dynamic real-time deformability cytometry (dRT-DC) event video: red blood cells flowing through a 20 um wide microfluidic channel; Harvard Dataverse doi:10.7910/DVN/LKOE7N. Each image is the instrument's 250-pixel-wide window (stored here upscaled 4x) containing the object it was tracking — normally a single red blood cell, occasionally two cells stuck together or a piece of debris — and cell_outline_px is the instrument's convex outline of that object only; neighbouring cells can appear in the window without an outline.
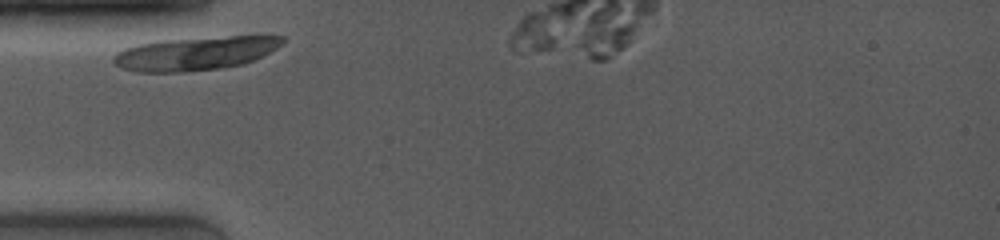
{"species": "common noctule bat (a hibernating species)", "species_latin": "Nyctalus noctula", "temperature_condition": "room temperature", "stored_images_in_passage": 1, "camera_frame_rate_fps": 4000, "um_per_image_px": 0.085, "animal": {"sex": "female", "body_mass_g": 19.0, "forearm_length_mm": 53.3}, "frame": {"image": 1, "passage_image": 1, "time_ms": 0.0, "image_size_px": [1000, 240], "cell_outline_px": [[284, 40], [276, 48], [244, 64], [220, 68], [184, 72], [136, 72], [120, 68], [112, 60], [112, 56], [116, 52], [124, 48], [136, 44], [160, 40], [228, 36], [284, 36]], "centroid_in_image_um": [16.51, 4.54], "position_along_channel_um": 68.5, "area_um2": 32.95}}